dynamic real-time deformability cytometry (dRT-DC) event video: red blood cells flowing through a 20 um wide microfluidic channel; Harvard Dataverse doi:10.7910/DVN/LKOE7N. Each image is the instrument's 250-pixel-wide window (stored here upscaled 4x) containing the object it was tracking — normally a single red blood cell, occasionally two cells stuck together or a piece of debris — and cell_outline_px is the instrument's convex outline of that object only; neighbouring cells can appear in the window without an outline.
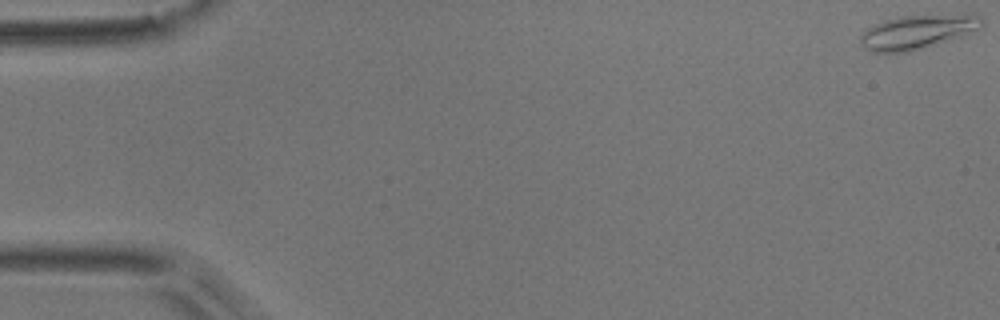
{"species": "common noctule bat (a hibernating species)", "species_latin": "Nyctalus noctula", "temperature_condition": "room temperature", "stored_images_in_passage": 5, "camera_frame_rate_fps": 3000, "um_per_image_px": 0.085, "animal": {"sex": "male", "body_mass_g": 17.9}, "frame": {"image": 1, "passage_image": 1, "time_ms": 0.0, "image_size_px": [1000, 320], "cell_outline_px": [[984, 28], [912, 52], [872, 52], [864, 48], [860, 44], [860, 36], [872, 24], [884, 20], [904, 16], [960, 12], [968, 12], [984, 16]], "centroid_in_image_um": [78.09, 2.66], "position_along_channel_um": 6.9, "area_um2": 24.97}}